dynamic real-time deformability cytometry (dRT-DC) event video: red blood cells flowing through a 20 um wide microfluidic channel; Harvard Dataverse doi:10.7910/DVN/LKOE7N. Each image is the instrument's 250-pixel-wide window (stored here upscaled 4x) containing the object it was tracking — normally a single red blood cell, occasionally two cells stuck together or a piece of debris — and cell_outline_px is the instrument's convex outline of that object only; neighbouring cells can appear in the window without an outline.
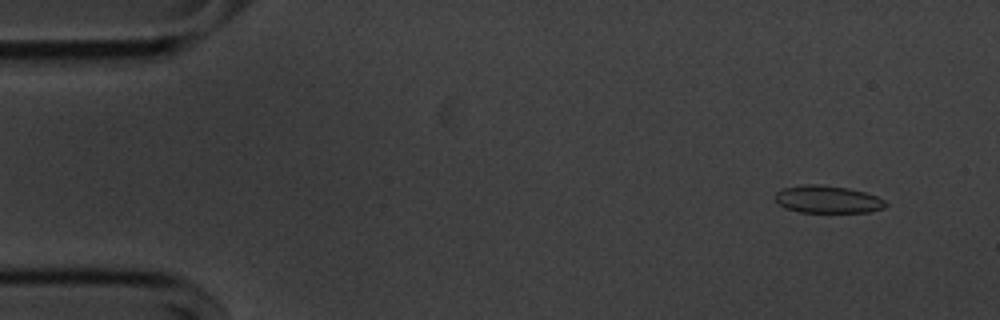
{"species": "common noctule bat (a hibernating species)", "species_latin": "Nyctalus noctula", "temperature_condition": "cold", "stored_images_in_passage": 52, "camera_frame_rate_fps": 3000, "um_per_image_px": 0.085, "animal": {"sex": "male", "body_mass_g": 20.1, "forearm_length_mm": 53.5}, "frame": {"image": 1, "passage_image": 1, "time_ms": 0.0, "image_size_px": [1000, 320], "cell_outline_px": [[888, 204], [884, 208], [868, 212], [800, 212], [784, 208], [776, 200], [776, 192], [784, 188], [804, 184], [820, 184], [848, 188], [864, 192], [876, 196], [884, 200]], "centroid_in_image_um": [70.35, 16.95], "position_along_channel_um": 14.6, "area_um2": 17.63}}
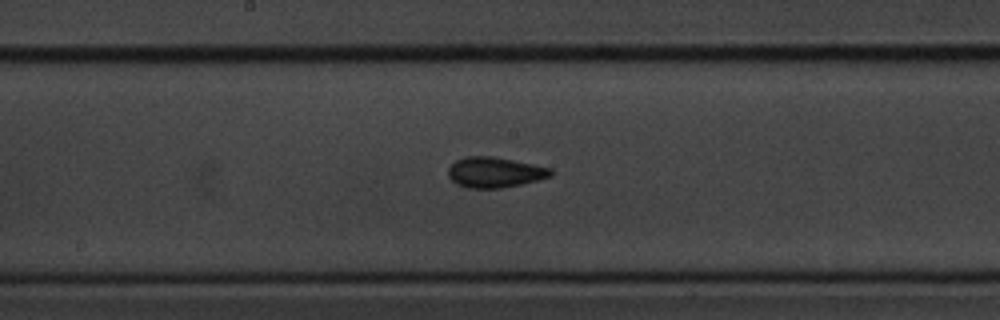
{"frame": {"image": 2, "passage_image": 25, "time_ms": 8.0, "image_size_px": [1000, 320], "cell_outline_px": [[552, 176], [520, 184], [500, 188], [468, 188], [456, 184], [448, 176], [448, 168], [456, 160], [464, 156], [492, 156], [552, 168]], "centroid_in_image_um": [42.02, 14.64], "position_along_channel_um": 206.2, "area_um2": 18.09}}
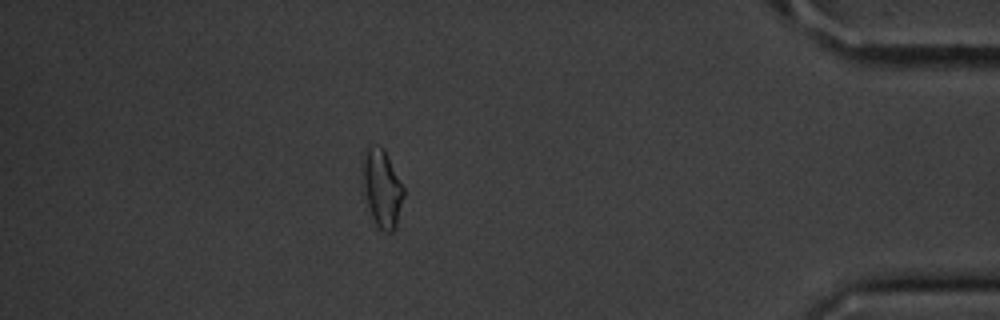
{"frame": {"image": 3, "passage_image": 45, "time_ms": 14.667, "image_size_px": [1000, 320], "cell_outline_px": [[404, 196], [396, 228], [392, 232], [384, 232], [376, 224], [372, 216], [360, 184], [360, 172], [364, 148], [368, 144], [372, 144], [384, 148], [404, 188]], "centroid_in_image_um": [32.42, 15.94], "position_along_channel_um": 402.8, "area_um2": 19.25}, "authors_computed_cell_mechanics": {"area_um2": 17.8313, "velocity_mm_per_s": 3.6164, "shape_relaxation_time_tau1_ms": 4.5667, "shape_relaxation_time_tau2_ms": 2.4497, "deformation_change_tau1": 0.0764, "deformation_change_tau2": 0.0787}}